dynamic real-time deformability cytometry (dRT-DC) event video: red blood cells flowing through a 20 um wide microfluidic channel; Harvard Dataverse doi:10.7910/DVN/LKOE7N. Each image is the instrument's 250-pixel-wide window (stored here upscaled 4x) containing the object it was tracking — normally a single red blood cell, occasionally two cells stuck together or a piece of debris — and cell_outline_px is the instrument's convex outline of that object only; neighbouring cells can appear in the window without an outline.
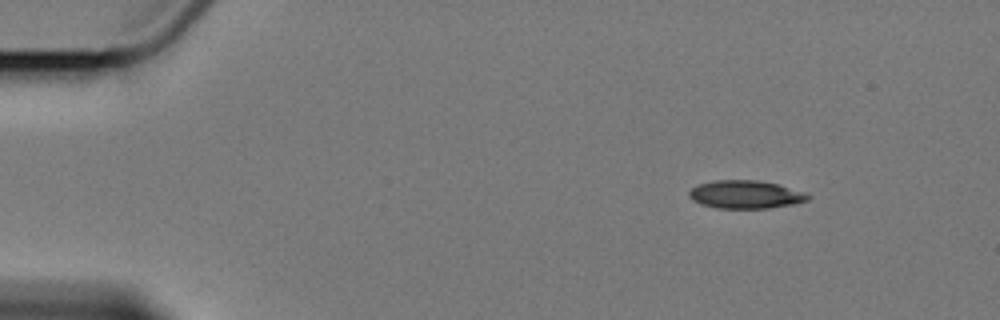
{"species": "Egyptian fruit bat (a non-hibernating species)", "species_latin": "Rousettus aegyptiacus", "temperature_condition": "cold", "stored_images_in_passage": 4, "camera_frame_rate_fps": 3000, "um_per_image_px": 0.085, "animal": {"sex": "female"}, "frame": {"image": 1, "passage_image": 1, "time_ms": 0.0, "image_size_px": [1000, 320], "cell_outline_px": [[812, 196], [808, 200], [796, 204], [768, 208], [716, 208], [700, 204], [692, 200], [688, 196], [688, 192], [692, 188], [700, 184], [712, 180], [756, 180], [776, 184], [804, 192]], "centroid_in_image_um": [63.36, 16.54], "position_along_channel_um": 21.6, "area_um2": 19.48}}
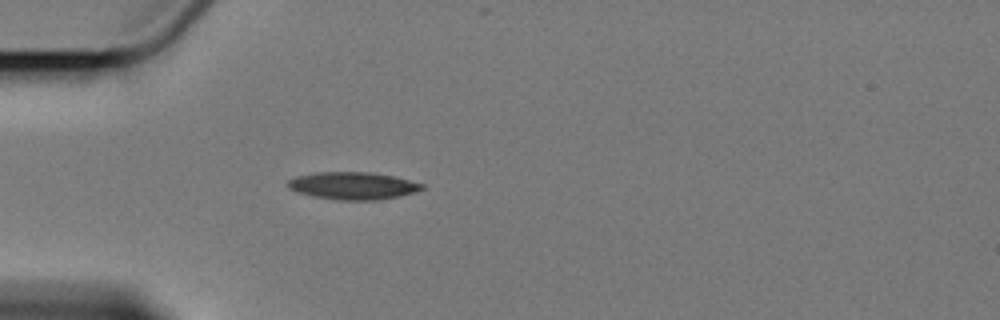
{"frame": {"image": 2, "passage_image": 4, "time_ms": 3.333, "image_size_px": [1000, 320], "cell_outline_px": [[424, 188], [416, 192], [400, 196], [376, 200], [336, 200], [312, 196], [296, 192], [288, 188], [284, 184], [288, 180], [296, 176], [316, 172], [372, 172], [392, 176], [424, 184]], "centroid_in_image_um": [29.95, 15.79], "position_along_channel_um": 55.1, "area_um2": 21.62}}